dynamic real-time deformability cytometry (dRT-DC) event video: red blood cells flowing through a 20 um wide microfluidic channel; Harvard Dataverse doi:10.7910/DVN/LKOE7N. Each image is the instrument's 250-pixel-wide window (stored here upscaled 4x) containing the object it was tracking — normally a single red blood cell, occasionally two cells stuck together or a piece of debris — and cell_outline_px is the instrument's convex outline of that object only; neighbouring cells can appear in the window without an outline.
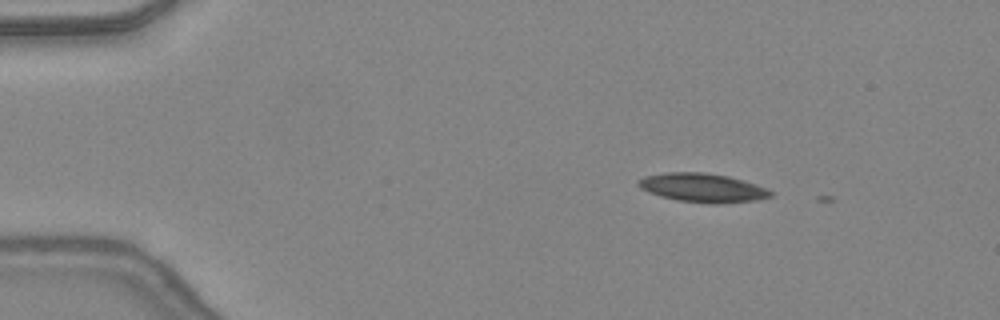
{"species": "common noctule bat (a hibernating species)", "species_latin": "Nyctalus noctula", "temperature_condition": "warm", "stored_images_in_passage": 2, "camera_frame_rate_fps": 3000, "um_per_image_px": 0.085, "animal": {"sex": "female", "body_mass_g": 24.6, "forearm_length_mm": 56.2}, "frame": {"image": 1, "passage_image": 1, "time_ms": 0.0, "image_size_px": [1000, 320], "cell_outline_px": [[772, 196], [756, 200], [716, 204], [712, 204], [676, 200], [660, 196], [648, 192], [640, 188], [636, 184], [636, 180], [644, 176], [664, 172], [704, 172], [728, 176], [744, 180], [764, 188], [772, 192]], "centroid_in_image_um": [59.65, 15.95], "position_along_channel_um": 25.3, "area_um2": 22.31}}